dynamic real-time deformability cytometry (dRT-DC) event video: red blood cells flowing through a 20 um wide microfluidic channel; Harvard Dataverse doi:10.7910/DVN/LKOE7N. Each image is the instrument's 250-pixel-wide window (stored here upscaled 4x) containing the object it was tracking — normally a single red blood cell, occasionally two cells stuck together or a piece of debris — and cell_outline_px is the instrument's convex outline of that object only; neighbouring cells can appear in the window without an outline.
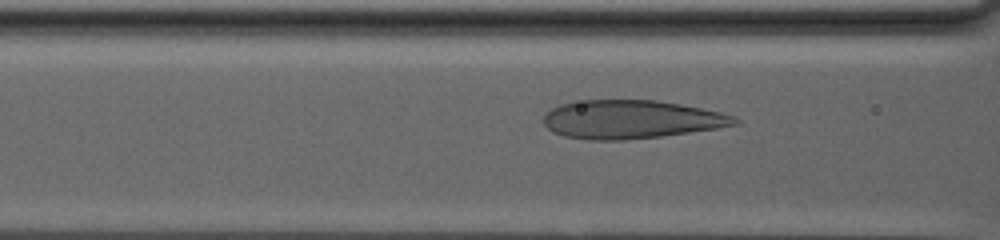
{"species": "human", "species_latin": "Homo sapiens", "temperature_condition": "warm", "stored_images_in_passage": 62, "camera_frame_rate_fps": 3000, "um_per_image_px": 0.085, "donor": {"sex": "male"}, "frame": {"image": 1, "passage_image": 21, "time_ms": 6.667, "image_size_px": [1000, 240], "cell_outline_px": [[740, 124], [716, 128], [660, 136], [620, 140], [588, 140], [564, 136], [552, 132], [544, 124], [544, 116], [552, 108], [560, 104], [584, 100], [656, 100], [680, 104], [720, 112], [736, 116], [740, 120]], "centroid_in_image_um": [53.65, 10.15], "position_along_channel_um": 113.0, "area_um2": 42.66}}
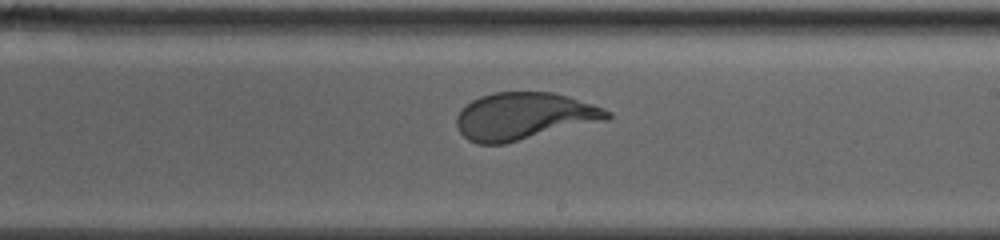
{"frame": {"image": 2, "passage_image": 37, "time_ms": 12.0, "image_size_px": [1000, 240], "cell_outline_px": [[612, 116], [608, 120], [504, 144], [476, 144], [468, 140], [460, 132], [456, 124], [456, 116], [460, 108], [472, 100], [480, 96], [496, 92], [552, 92], [568, 96], [604, 108], [612, 112]], "centroid_in_image_um": [44.54, 9.88], "position_along_channel_um": 244.5, "area_um2": 41.73}}
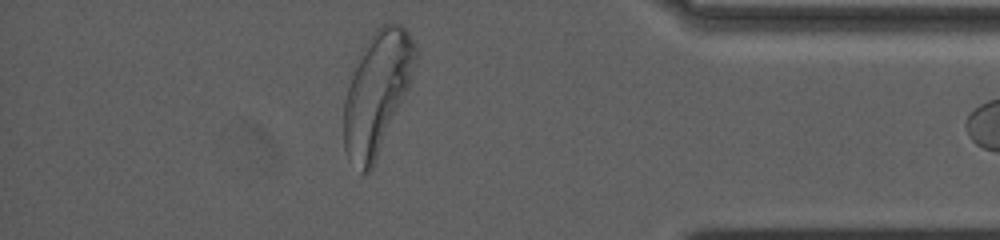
{"frame": {"image": 3, "passage_image": 59, "time_ms": 19.333, "image_size_px": [1000, 240], "cell_outline_px": [[420, 56], [408, 88], [372, 168], [364, 176], [360, 172], [348, 156], [344, 148], [344, 100], [360, 52], [376, 28], [380, 24], [400, 24], [408, 32], [416, 44], [420, 52]], "centroid_in_image_um": [32.08, 7.83], "position_along_channel_um": 403.1, "area_um2": 50.29}}